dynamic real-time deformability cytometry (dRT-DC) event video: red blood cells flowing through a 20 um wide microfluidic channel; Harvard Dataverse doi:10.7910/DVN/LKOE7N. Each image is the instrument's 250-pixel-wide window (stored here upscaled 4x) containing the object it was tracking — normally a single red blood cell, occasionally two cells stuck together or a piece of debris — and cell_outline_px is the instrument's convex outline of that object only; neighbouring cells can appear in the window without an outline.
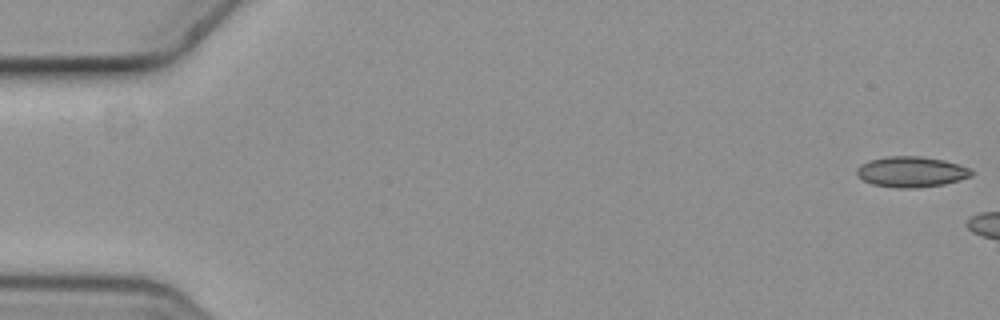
{"species": "common noctule bat (a hibernating species)", "species_latin": "Nyctalus noctula", "temperature_condition": "cold", "stored_images_in_passage": 3, "camera_frame_rate_fps": 3000, "um_per_image_px": 0.085, "animal": {"sex": "female", "body_mass_g": 19.3, "forearm_length_mm": 54.1}, "frame": {"image": 1, "passage_image": 1, "time_ms": 0.0, "image_size_px": [1000, 320], "cell_outline_px": [[972, 176], [960, 180], [944, 184], [916, 188], [896, 188], [872, 184], [864, 180], [856, 172], [856, 168], [868, 160], [888, 156], [920, 156], [944, 160], [968, 168], [972, 172]], "centroid_in_image_um": [77.45, 14.61], "position_along_channel_um": 7.6, "area_um2": 20.35}}